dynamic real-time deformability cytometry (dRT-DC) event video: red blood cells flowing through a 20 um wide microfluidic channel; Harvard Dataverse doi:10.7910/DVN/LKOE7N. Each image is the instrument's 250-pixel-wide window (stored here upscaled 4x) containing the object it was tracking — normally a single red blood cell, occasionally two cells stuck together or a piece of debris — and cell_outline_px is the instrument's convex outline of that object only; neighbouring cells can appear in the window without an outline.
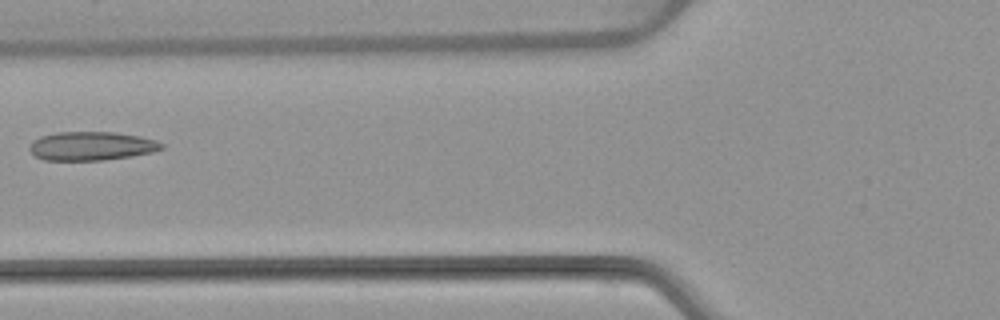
{"species": "common noctule bat (a hibernating species)", "species_latin": "Nyctalus noctula", "temperature_condition": "warm", "stored_images_in_passage": 6, "camera_frame_rate_fps": 3000, "um_per_image_px": 0.085, "animal": {"sex": "female", "body_mass_g": 22.7, "forearm_length_mm": 54.2}, "frame": {"image": 1, "passage_image": 6, "time_ms": 6.0, "image_size_px": [1000, 320], "cell_outline_px": [[164, 148], [152, 152], [132, 156], [104, 160], [44, 160], [36, 156], [28, 148], [32, 140], [40, 136], [56, 132], [116, 132], [140, 136], [156, 140], [164, 144]], "centroid_in_image_um": [7.78, 12.4], "position_along_channel_um": 118.0, "area_um2": 22.25}}